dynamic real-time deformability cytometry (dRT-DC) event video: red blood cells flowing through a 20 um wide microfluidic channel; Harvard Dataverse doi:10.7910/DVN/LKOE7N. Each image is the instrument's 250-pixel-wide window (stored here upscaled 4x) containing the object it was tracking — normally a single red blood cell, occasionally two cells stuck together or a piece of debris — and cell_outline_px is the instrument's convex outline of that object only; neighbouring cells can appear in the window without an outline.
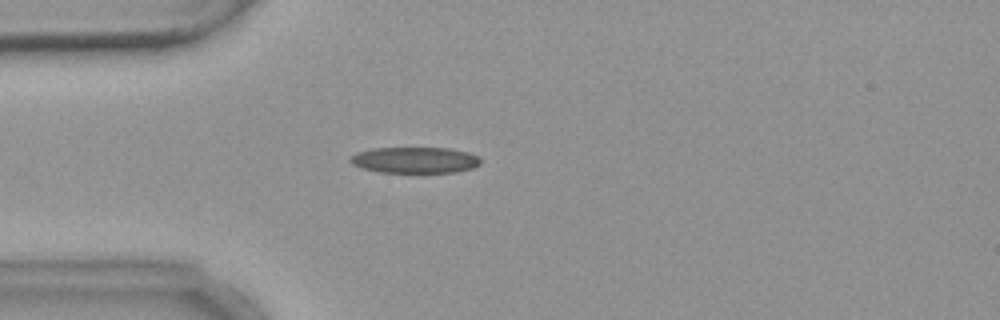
{"species": "common noctule bat (a hibernating species)", "species_latin": "Nyctalus noctula", "temperature_condition": "warm", "stored_images_in_passage": 5, "camera_frame_rate_fps": 3000, "um_per_image_px": 0.085, "animal": {"sex": "female", "body_mass_g": 18.4}, "frame": {"image": 1, "passage_image": 4, "time_ms": 3.667, "image_size_px": [1000, 320], "cell_outline_px": [[480, 164], [472, 168], [452, 172], [380, 172], [364, 168], [352, 164], [348, 160], [356, 152], [372, 148], [448, 148], [468, 152], [476, 156], [480, 160]], "centroid_in_image_um": [35.24, 13.6], "position_along_channel_um": 49.8, "area_um2": 19.59}}